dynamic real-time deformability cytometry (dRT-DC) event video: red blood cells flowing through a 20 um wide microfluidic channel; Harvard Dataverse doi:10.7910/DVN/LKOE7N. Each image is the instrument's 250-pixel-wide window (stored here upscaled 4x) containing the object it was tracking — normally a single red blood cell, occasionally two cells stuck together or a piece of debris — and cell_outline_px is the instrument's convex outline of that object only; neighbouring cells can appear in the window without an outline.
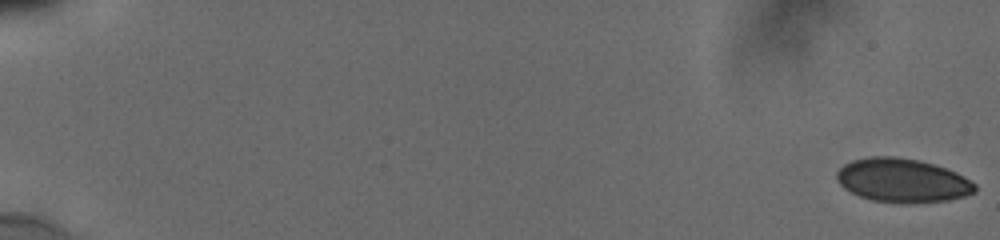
{"species": "human", "species_latin": "Homo sapiens", "temperature_condition": "cold", "stored_images_in_passage": 56, "camera_frame_rate_fps": 3000, "um_per_image_px": 0.085, "donor": {"sex": "male"}, "frame": {"image": 1, "passage_image": 1, "time_ms": 0.0, "image_size_px": [1000, 240], "cell_outline_px": [[976, 192], [964, 196], [948, 200], [912, 204], [904, 204], [872, 200], [860, 196], [844, 188], [836, 180], [836, 172], [844, 164], [852, 160], [872, 156], [896, 156], [920, 160], [956, 172], [976, 184]], "centroid_in_image_um": [76.7, 15.34], "position_along_channel_um": 8.3, "area_um2": 35.49}}
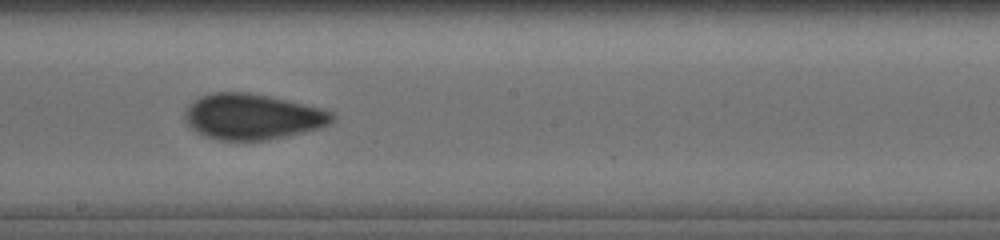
{"frame": {"image": 2, "passage_image": 34, "time_ms": 11.0, "image_size_px": [1000, 240], "cell_outline_px": [[336, 120], [320, 128], [304, 132], [264, 140], [220, 140], [200, 136], [184, 120], [184, 112], [188, 104], [192, 100], [200, 96], [212, 92], [248, 92], [272, 96], [320, 108], [332, 112], [336, 116]], "centroid_in_image_um": [21.42, 9.91], "position_along_channel_um": 226.8, "area_um2": 39.59}}
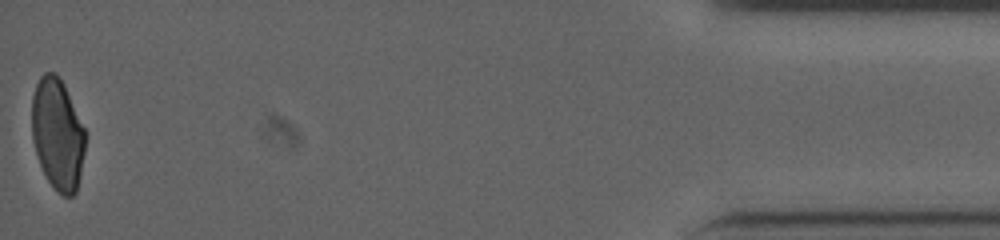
{"frame": {"image": 3, "passage_image": 56, "time_ms": 18.333, "image_size_px": [1000, 240], "cell_outline_px": [[84, 152], [76, 192], [72, 196], [64, 196], [48, 180], [40, 164], [32, 140], [32, 96], [36, 84], [40, 76], [44, 72], [56, 72], [60, 76], [64, 84], [84, 128]], "centroid_in_image_um": [4.87, 11.34], "position_along_channel_um": 430.3, "area_um2": 34.28}, "authors_computed_cell_mechanics": {"area_um2": 36.9631, "velocity_mm_per_s": 3.8593, "shape_relaxation_time_tau1_ms": null, "shape_relaxation_time_tau2_ms": 0.8398, "deformation_change_tau1": null, "deformation_change_tau2": 0.0617}}